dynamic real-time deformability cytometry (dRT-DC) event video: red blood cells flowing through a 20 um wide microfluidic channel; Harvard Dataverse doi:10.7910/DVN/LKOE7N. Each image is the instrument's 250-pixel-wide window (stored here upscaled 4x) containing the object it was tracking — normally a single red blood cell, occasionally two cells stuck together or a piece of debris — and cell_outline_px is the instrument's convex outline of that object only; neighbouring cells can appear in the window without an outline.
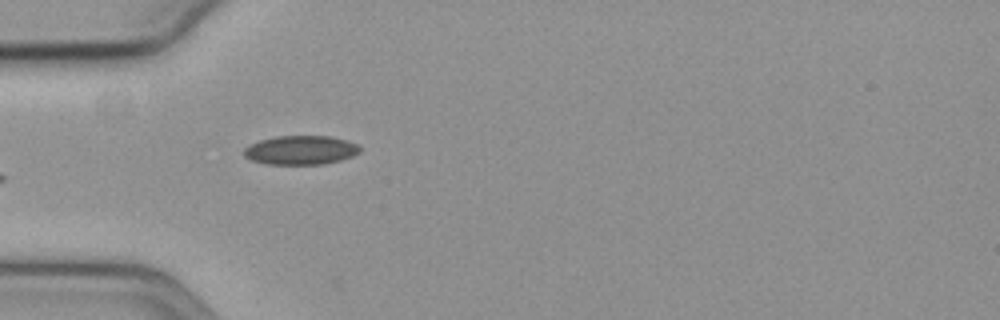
{"species": "common noctule bat (a hibernating species)", "species_latin": "Nyctalus noctula", "temperature_condition": "cold", "stored_images_in_passage": 29, "camera_frame_rate_fps": 3000, "um_per_image_px": 0.085, "animal": {"sex": "female", "body_mass_g": 19.3, "forearm_length_mm": 54.1}, "frame": {"image": 1, "passage_image": 1, "time_ms": 0.0, "image_size_px": [1000, 320], "cell_outline_px": [[360, 152], [352, 156], [340, 160], [324, 164], [268, 164], [252, 160], [244, 156], [244, 148], [248, 144], [260, 140], [276, 136], [328, 136], [348, 140], [356, 144], [360, 148]], "centroid_in_image_um": [25.55, 12.75], "position_along_channel_um": 59.5, "area_um2": 19.59}, "authors_computed_cell_mechanics": {"area_um2": 19.5942, "velocity_mm_per_s": 3.5672, "shape_relaxation_time_tau1_ms": 0.8233, "shape_relaxation_time_tau2_ms": null, "deformation_change_tau1": null, "deformation_change_tau2": null}}